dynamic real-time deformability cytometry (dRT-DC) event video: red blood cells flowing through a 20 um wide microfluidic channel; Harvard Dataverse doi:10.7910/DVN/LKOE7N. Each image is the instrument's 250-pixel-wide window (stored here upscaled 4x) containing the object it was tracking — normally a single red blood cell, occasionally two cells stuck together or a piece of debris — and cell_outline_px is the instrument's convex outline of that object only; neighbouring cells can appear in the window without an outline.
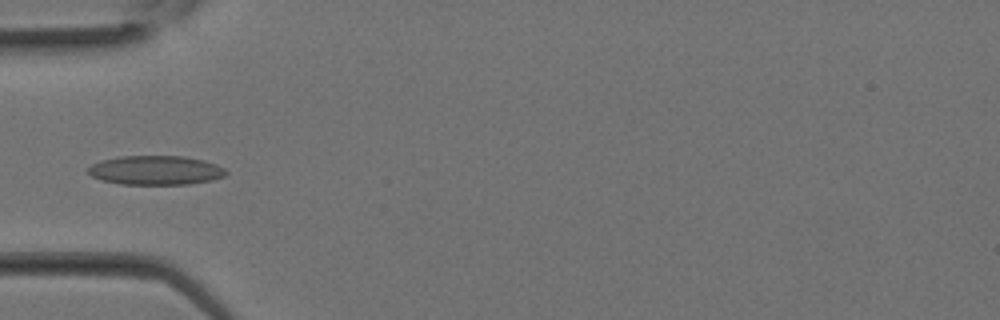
{"species": "Egyptian fruit bat (a non-hibernating species)", "species_latin": "Rousettus aegyptiacus", "temperature_condition": "room temperature", "stored_images_in_passage": 27, "camera_frame_rate_fps": 3000, "um_per_image_px": 0.085, "animal": {"sex": "female"}, "frame": {"image": 1, "passage_image": 6, "time_ms": 1.667, "image_size_px": [1000, 320], "cell_outline_px": [[228, 172], [224, 176], [212, 180], [188, 184], [120, 184], [100, 180], [92, 176], [88, 172], [88, 168], [92, 164], [100, 160], [120, 156], [184, 156], [204, 160], [216, 164], [224, 168]], "centroid_in_image_um": [13.22, 14.47], "position_along_channel_um": 71.8, "area_um2": 23.52}}
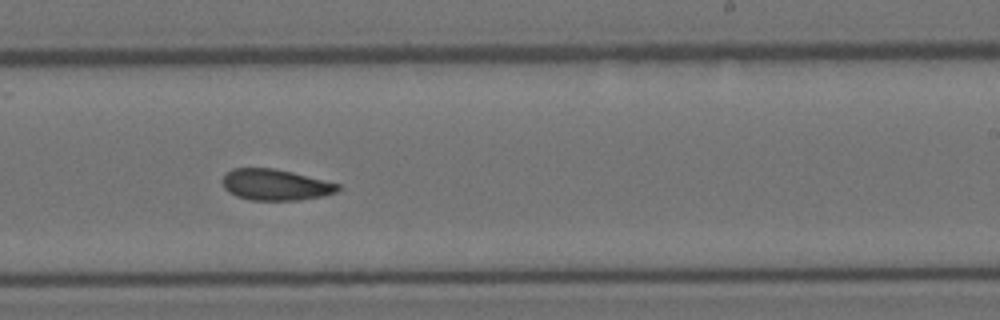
{"frame": {"image": 2, "passage_image": 15, "time_ms": 4.667, "image_size_px": [1000, 320], "cell_outline_px": [[340, 188], [336, 192], [324, 196], [300, 200], [248, 200], [236, 196], [228, 192], [224, 188], [220, 180], [232, 168], [272, 168], [292, 172], [340, 184]], "centroid_in_image_um": [23.38, 15.71], "position_along_channel_um": 265.6, "area_um2": 21.04}}
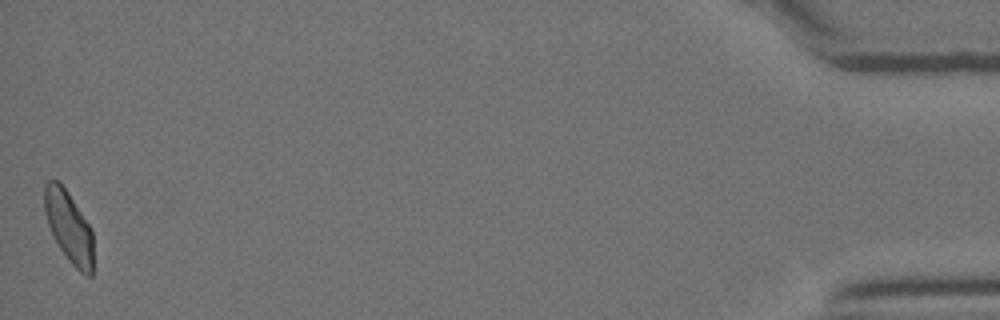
{"frame": {"image": 3, "passage_image": 27, "time_ms": 8.667, "image_size_px": [1000, 320], "cell_outline_px": [[92, 276], [88, 276], [80, 272], [68, 260], [60, 248], [48, 224], [44, 212], [44, 184], [48, 180], [60, 180], [92, 228]], "centroid_in_image_um": [5.84, 19.23], "position_along_channel_um": 429.4, "area_um2": 20.29}}